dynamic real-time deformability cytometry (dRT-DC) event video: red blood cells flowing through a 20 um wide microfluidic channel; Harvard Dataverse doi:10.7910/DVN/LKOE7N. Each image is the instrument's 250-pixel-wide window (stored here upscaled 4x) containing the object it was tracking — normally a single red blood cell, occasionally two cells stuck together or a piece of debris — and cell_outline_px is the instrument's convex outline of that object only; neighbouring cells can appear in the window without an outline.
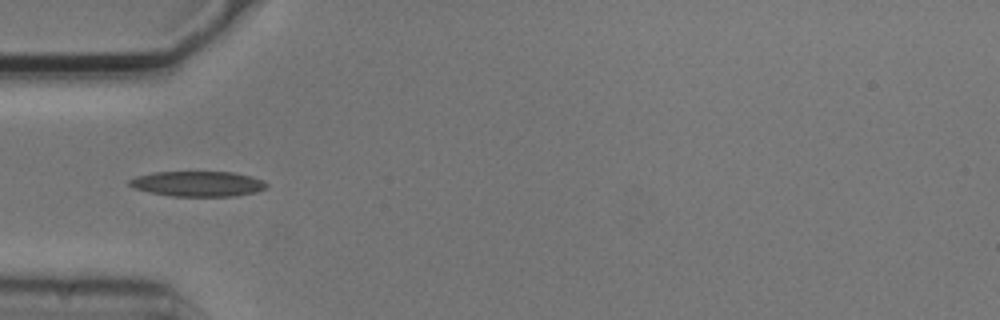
{"species": "common noctule bat (a hibernating species)", "species_latin": "Nyctalus noctula", "temperature_condition": "cold", "stored_images_in_passage": 2, "camera_frame_rate_fps": 3000, "um_per_image_px": 0.085, "animal": {"sex": "male", "body_mass_g": 20.5, "forearm_length_mm": 52.5}, "frame": {"image": 1, "passage_image": 1, "time_ms": 0.0, "image_size_px": [1000, 320], "cell_outline_px": [[268, 184], [264, 188], [256, 192], [236, 196], [172, 196], [148, 192], [132, 188], [128, 184], [128, 180], [136, 176], [152, 172], [232, 172], [252, 176], [264, 180]], "centroid_in_image_um": [16.79, 15.62], "position_along_channel_um": 68.2, "area_um2": 20.35}}
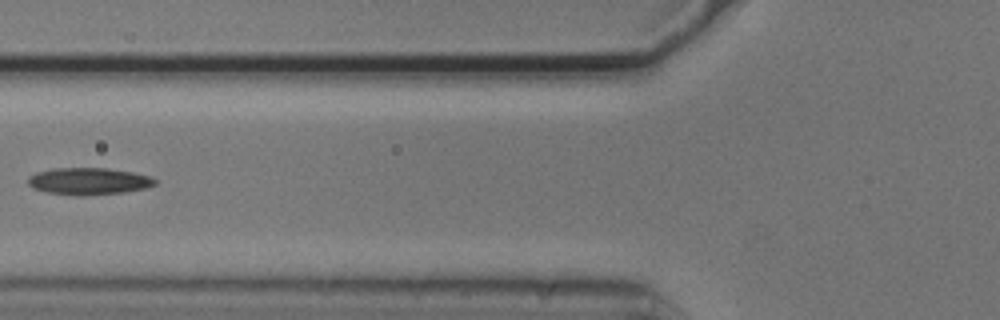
{"frame": {"image": 2, "passage_image": 2, "time_ms": 0.333, "image_size_px": [1000, 320], "cell_outline_px": [[156, 184], [144, 188], [124, 192], [84, 196], [76, 196], [48, 192], [32, 188], [28, 184], [28, 176], [36, 172], [52, 168], [108, 168], [132, 172], [148, 176], [156, 180]], "centroid_in_image_um": [7.49, 15.4], "position_along_channel_um": 118.3, "area_um2": 20.0}}